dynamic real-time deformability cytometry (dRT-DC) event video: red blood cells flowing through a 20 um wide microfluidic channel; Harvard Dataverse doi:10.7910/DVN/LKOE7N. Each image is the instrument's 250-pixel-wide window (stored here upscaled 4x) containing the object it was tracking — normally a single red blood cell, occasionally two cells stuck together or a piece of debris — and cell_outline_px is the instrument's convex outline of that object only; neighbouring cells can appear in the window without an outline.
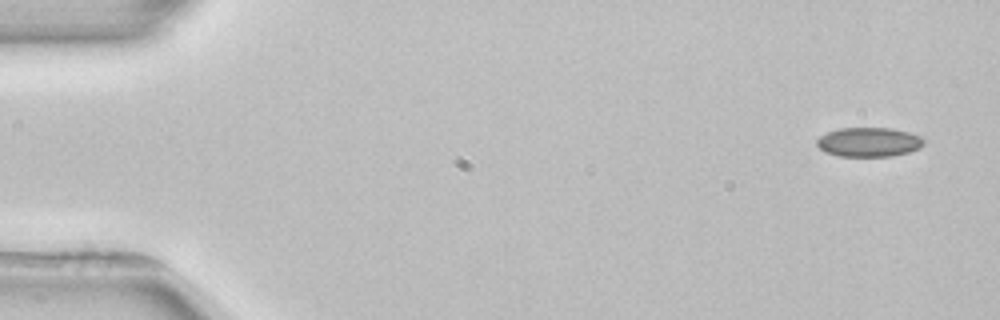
{"species": "common noctule bat (a hibernating species)", "species_latin": "Nyctalus noctula", "temperature_condition": "room temperature", "stored_images_in_passage": 4, "camera_frame_rate_fps": 3000, "um_per_image_px": 0.085, "animal": {"sex": "female", "body_mass_g": 22.7, "forearm_length_mm": 54.2}, "frame": {"image": 1, "passage_image": 1, "time_ms": 0.0, "image_size_px": [1000, 320], "cell_outline_px": [[924, 144], [920, 148], [908, 152], [892, 156], [840, 156], [824, 152], [816, 144], [816, 140], [820, 136], [828, 132], [840, 128], [892, 128], [908, 132], [920, 136], [924, 140]], "centroid_in_image_um": [73.85, 12.08], "position_along_channel_um": 11.1, "area_um2": 18.26}}
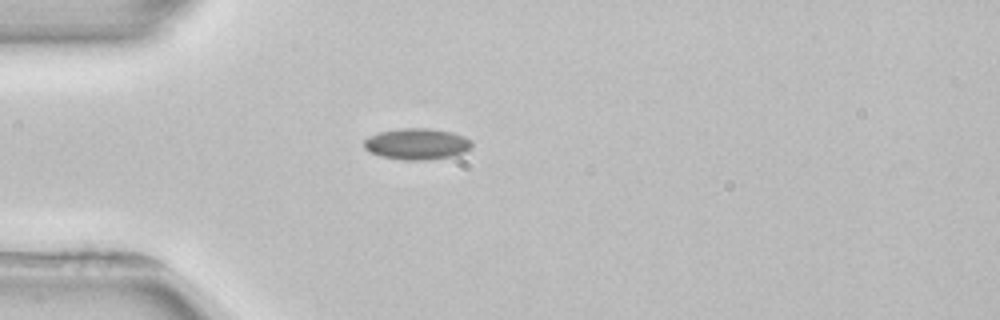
{"frame": {"image": 2, "passage_image": 4, "time_ms": 4.0, "image_size_px": [1000, 320], "cell_outline_px": [[472, 148], [464, 152], [452, 156], [424, 160], [404, 160], [380, 156], [368, 152], [364, 148], [364, 140], [368, 136], [380, 132], [400, 128], [428, 128], [452, 132], [464, 136], [472, 140]], "centroid_in_image_um": [35.43, 12.23], "position_along_channel_um": 49.6, "area_um2": 19.77}}